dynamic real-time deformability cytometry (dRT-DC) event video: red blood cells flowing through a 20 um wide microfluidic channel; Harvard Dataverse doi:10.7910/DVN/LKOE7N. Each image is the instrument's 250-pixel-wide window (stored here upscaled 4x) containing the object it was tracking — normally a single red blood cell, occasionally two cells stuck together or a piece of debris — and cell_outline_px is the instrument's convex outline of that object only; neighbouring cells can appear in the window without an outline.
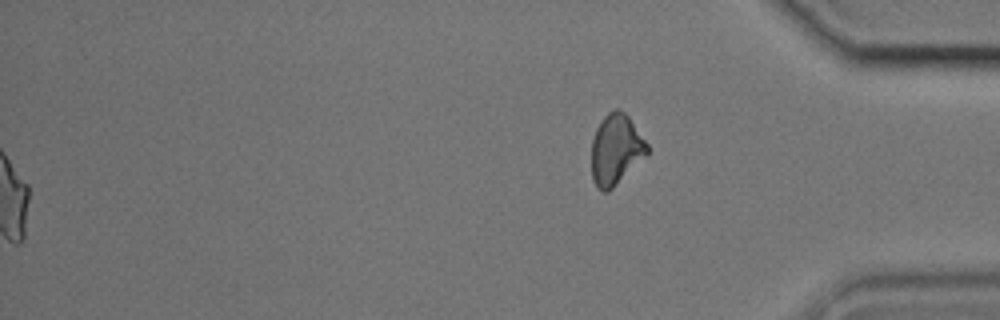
{"species": "common noctule bat (a hibernating species)", "species_latin": "Nyctalus noctula", "temperature_condition": "cold", "stored_images_in_passage": 45, "segment_of_instrument_passage": [2, 2], "camera_frame_rate_fps": 3000, "um_per_image_px": 0.085, "animal": {"sex": "male", "body_mass_g": 17.9, "forearm_length_mm": 54.2}, "frame": {"image": 1, "passage_image": 45, "time_ms": 14.667, "image_size_px": [1000, 320], "cell_outline_px": [[648, 152], [608, 192], [604, 192], [596, 188], [592, 180], [592, 140], [596, 128], [604, 116], [608, 112], [616, 108], [624, 112], [628, 116], [648, 144]], "centroid_in_image_um": [52.32, 12.7], "position_along_channel_um": 382.9, "area_um2": 22.54}}